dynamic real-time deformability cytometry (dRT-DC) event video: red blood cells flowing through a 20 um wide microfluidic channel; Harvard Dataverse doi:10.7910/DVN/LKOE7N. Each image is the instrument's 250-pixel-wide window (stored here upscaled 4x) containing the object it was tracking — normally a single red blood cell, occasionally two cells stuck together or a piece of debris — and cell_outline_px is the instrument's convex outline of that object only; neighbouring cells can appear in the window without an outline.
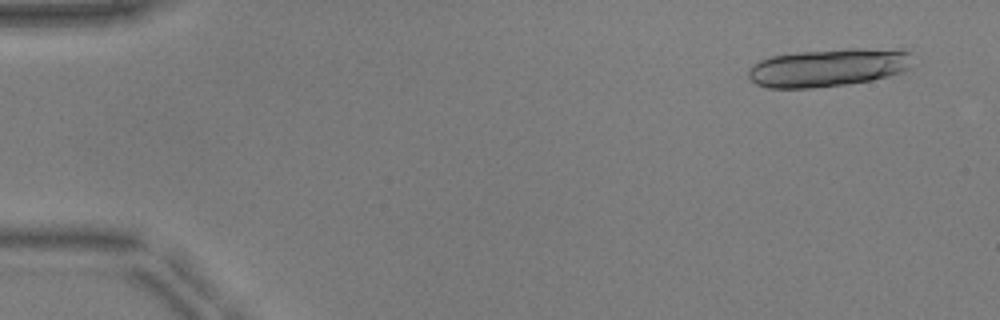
{"species": "common noctule bat (a hibernating species)", "species_latin": "Nyctalus noctula", "temperature_condition": "warm", "stored_images_in_passage": 18, "camera_frame_rate_fps": 3000, "um_per_image_px": 0.085, "animal": {"sex": "male", "body_mass_g": 17.9, "forearm_length_mm": 54.2}, "frame": {"image": 1, "passage_image": 3, "time_ms": 0.667, "image_size_px": [1000, 320], "cell_outline_px": [[912, 52], [908, 68], [900, 72], [888, 76], [872, 80], [848, 84], [812, 88], [768, 88], [756, 84], [748, 76], [748, 68], [752, 64], [760, 60], [772, 56], [800, 52], [848, 48], [864, 48]], "centroid_in_image_um": [70.34, 5.75], "position_along_channel_um": 14.7, "area_um2": 36.18}}